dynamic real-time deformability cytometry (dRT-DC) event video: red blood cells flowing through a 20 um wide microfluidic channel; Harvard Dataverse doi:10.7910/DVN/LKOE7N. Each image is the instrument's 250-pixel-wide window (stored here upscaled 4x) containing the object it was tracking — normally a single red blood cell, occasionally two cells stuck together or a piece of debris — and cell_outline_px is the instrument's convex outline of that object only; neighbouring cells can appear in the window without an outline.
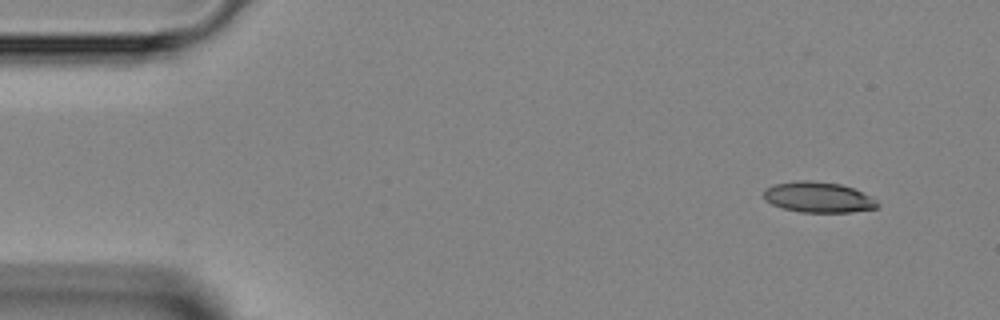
{"species": "Egyptian fruit bat (a non-hibernating species)", "species_latin": "Rousettus aegyptiacus", "temperature_condition": "room temperature", "stored_images_in_passage": 45, "segment_of_instrument_passage": [1, 2], "camera_frame_rate_fps": 3000, "um_per_image_px": 0.085, "animal": {"sex": "female"}, "frame": {"image": 1, "passage_image": 1, "time_ms": 0.0, "image_size_px": [1000, 320], "cell_outline_px": [[880, 204], [876, 208], [852, 212], [800, 212], [784, 208], [772, 204], [764, 200], [764, 188], [772, 184], [796, 180], [812, 180], [840, 184], [852, 188], [876, 200]], "centroid_in_image_um": [69.5, 16.75], "position_along_channel_um": 15.5, "area_um2": 20.29}}
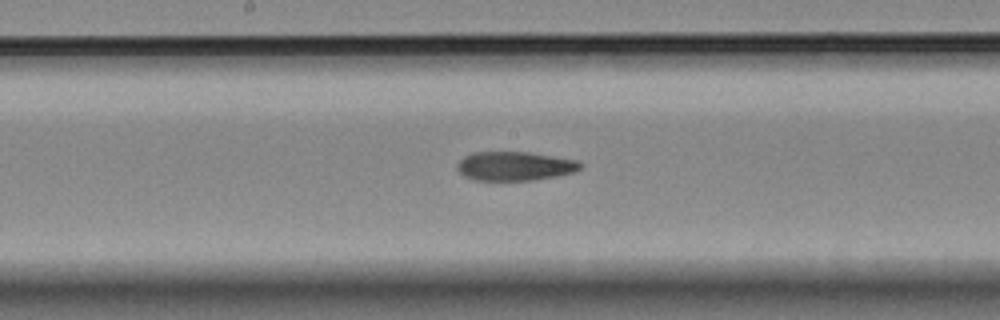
{"frame": {"image": 2, "passage_image": 21, "time_ms": 6.667, "image_size_px": [1000, 320], "cell_outline_px": [[584, 164], [580, 168], [572, 172], [556, 176], [532, 180], [472, 180], [464, 176], [456, 168], [456, 164], [464, 156], [472, 152], [528, 152], [576, 160]], "centroid_in_image_um": [43.71, 14.11], "position_along_channel_um": 204.5, "area_um2": 20.75}}
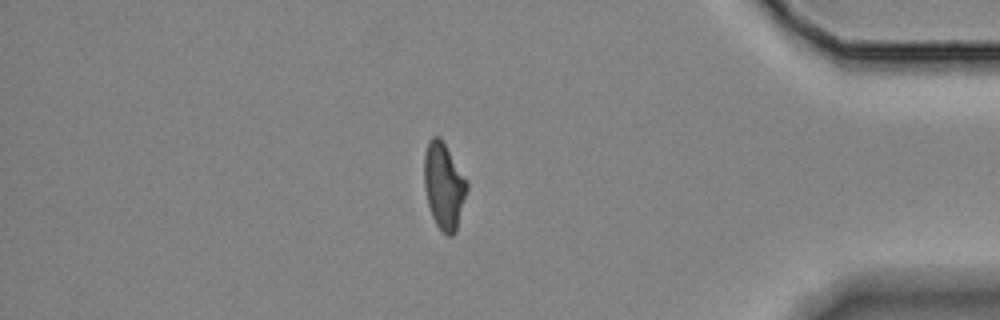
{"frame": {"image": 3, "passage_image": 37, "time_ms": 12.0, "image_size_px": [1000, 320], "cell_outline_px": [[468, 188], [456, 232], [452, 236], [448, 236], [436, 224], [432, 216], [428, 204], [424, 188], [424, 152], [428, 140], [432, 136], [440, 136], [468, 180]], "centroid_in_image_um": [37.73, 15.76], "position_along_channel_um": 397.5, "area_um2": 21.79}}